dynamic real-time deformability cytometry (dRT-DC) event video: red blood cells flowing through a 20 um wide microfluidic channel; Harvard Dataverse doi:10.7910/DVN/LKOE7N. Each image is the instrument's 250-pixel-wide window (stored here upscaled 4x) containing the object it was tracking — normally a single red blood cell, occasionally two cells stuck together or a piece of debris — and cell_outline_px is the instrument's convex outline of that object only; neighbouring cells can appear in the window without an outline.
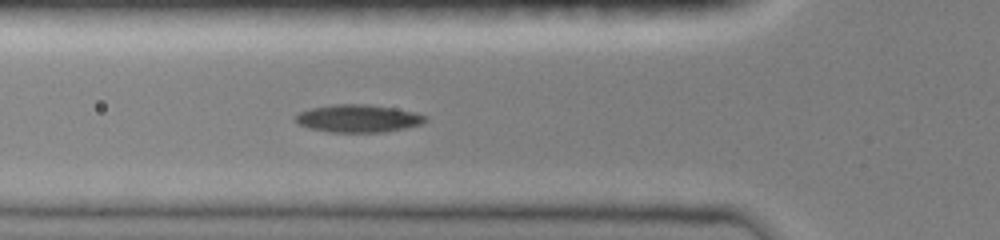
{"species": "common noctule bat (a hibernating species)", "species_latin": "Nyctalus noctula", "temperature_condition": "room temperature", "stored_images_in_passage": 6, "camera_frame_rate_fps": 3000, "um_per_image_px": 0.085, "animal": {"sex": "female", "body_mass_g": 19.0, "forearm_length_mm": 51.5}, "frame": {"image": 1, "passage_image": 6, "time_ms": 3.0, "image_size_px": [1000, 240], "cell_outline_px": [[428, 120], [420, 124], [404, 128], [384, 132], [328, 132], [308, 128], [300, 124], [296, 120], [296, 116], [300, 112], [312, 108], [332, 104], [368, 104], [416, 112], [428, 116]], "centroid_in_image_um": [30.47, 10.07], "position_along_channel_um": 95.3, "area_um2": 20.87}}